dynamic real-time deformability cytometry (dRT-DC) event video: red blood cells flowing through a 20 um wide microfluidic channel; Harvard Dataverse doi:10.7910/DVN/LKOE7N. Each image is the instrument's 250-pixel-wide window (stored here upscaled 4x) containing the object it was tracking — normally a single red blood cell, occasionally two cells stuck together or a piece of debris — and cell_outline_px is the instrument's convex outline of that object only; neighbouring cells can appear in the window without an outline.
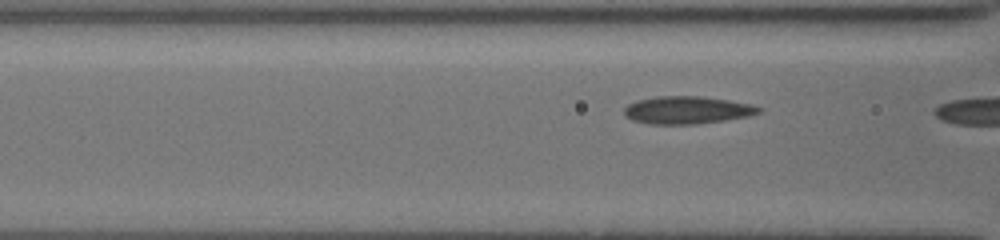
{"species": "common noctule bat (a hibernating species)", "species_latin": "Nyctalus noctula", "temperature_condition": "cold", "stored_images_in_passage": 7, "camera_frame_rate_fps": 3000, "um_per_image_px": 0.085, "animal": {"sex": "female", "body_mass_g": 19.5, "forearm_length_mm": 54.1}, "frame": {"image": 1, "passage_image": 5, "time_ms": 1.333, "image_size_px": [1000, 240], "cell_outline_px": [[760, 112], [748, 116], [724, 120], [696, 124], [652, 124], [632, 120], [624, 116], [624, 108], [628, 104], [636, 100], [656, 96], [700, 96], [728, 100], [752, 104], [760, 108]], "centroid_in_image_um": [58.36, 9.35], "position_along_channel_um": 108.2, "area_um2": 21.62}}